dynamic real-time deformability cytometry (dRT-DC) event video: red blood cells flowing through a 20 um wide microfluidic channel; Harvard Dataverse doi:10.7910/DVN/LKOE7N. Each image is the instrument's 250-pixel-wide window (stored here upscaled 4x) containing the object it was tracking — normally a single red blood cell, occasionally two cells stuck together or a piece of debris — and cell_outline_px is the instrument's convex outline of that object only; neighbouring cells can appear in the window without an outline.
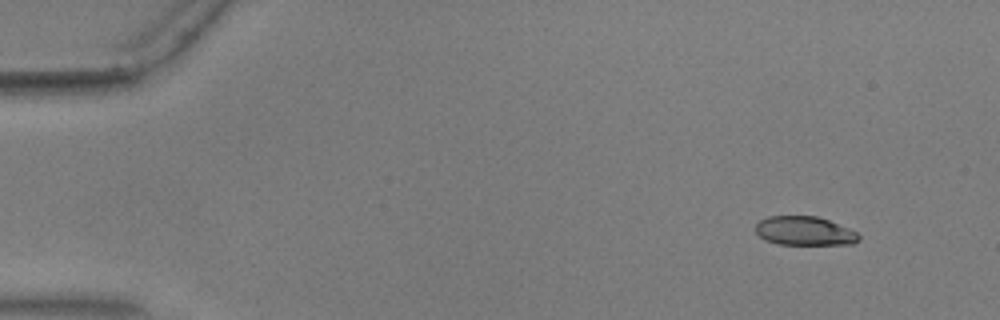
{"species": "common noctule bat (a hibernating species)", "species_latin": "Nyctalus noctula", "temperature_condition": "warm", "stored_images_in_passage": 56, "camera_frame_rate_fps": 3000, "um_per_image_px": 0.085, "animal": {"sex": "male", "body_mass_g": 17.9, "forearm_length_mm": 54.2}, "frame": {"image": 1, "passage_image": 6, "time_ms": 1.667, "image_size_px": [1000, 320], "cell_outline_px": [[860, 240], [852, 244], [776, 244], [764, 240], [756, 232], [756, 224], [760, 220], [768, 216], [816, 216], [828, 220], [848, 228], [856, 232], [860, 236]], "centroid_in_image_um": [68.37, 19.63], "position_along_channel_um": 16.6, "area_um2": 17.34}}
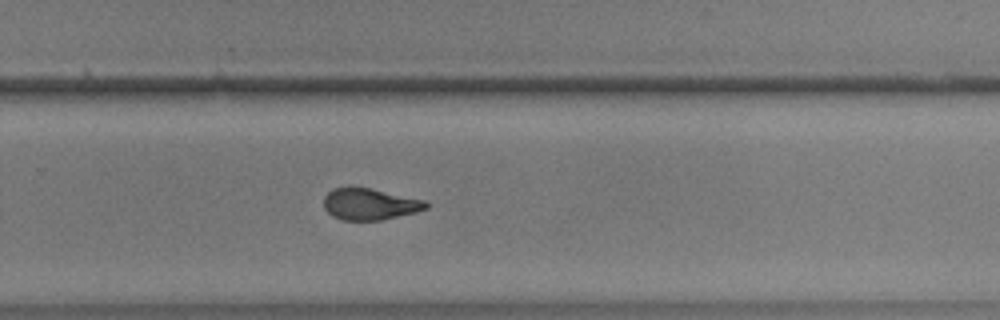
{"frame": {"image": 2, "passage_image": 38, "time_ms": 12.333, "image_size_px": [1000, 320], "cell_outline_px": [[428, 208], [416, 212], [380, 220], [340, 220], [332, 216], [324, 208], [324, 196], [332, 188], [372, 188], [428, 200]], "centroid_in_image_um": [31.46, 17.35], "position_along_channel_um": 298.3, "area_um2": 18.9}}
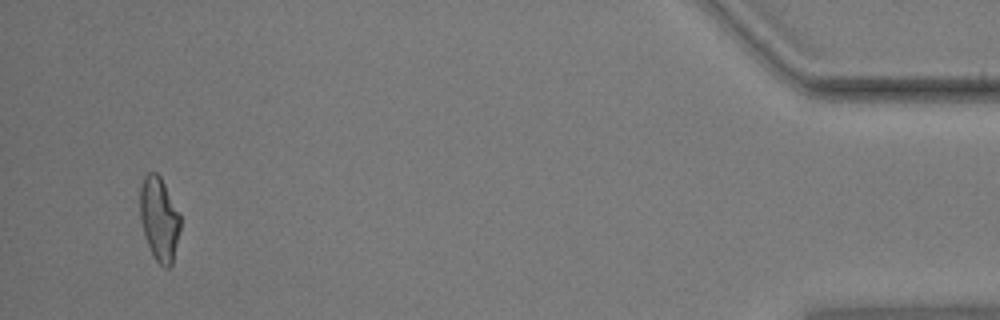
{"frame": {"image": 3, "passage_image": 54, "time_ms": 17.667, "image_size_px": [1000, 320], "cell_outline_px": [[180, 228], [172, 264], [168, 268], [164, 268], [152, 256], [140, 220], [140, 184], [144, 176], [148, 172], [156, 172], [160, 176], [180, 216]], "centroid_in_image_um": [13.51, 18.61], "position_along_channel_um": 421.7, "area_um2": 19.48}, "authors_computed_cell_mechanics": {"area_um2": 19.363, "velocity_mm_per_s": 3.6782, "shape_relaxation_time_tau1_ms": 4.0816, "shape_relaxation_time_tau2_ms": 2.1669, "deformation_change_tau1": 0.1763, "deformation_change_tau2": 0.1012}}